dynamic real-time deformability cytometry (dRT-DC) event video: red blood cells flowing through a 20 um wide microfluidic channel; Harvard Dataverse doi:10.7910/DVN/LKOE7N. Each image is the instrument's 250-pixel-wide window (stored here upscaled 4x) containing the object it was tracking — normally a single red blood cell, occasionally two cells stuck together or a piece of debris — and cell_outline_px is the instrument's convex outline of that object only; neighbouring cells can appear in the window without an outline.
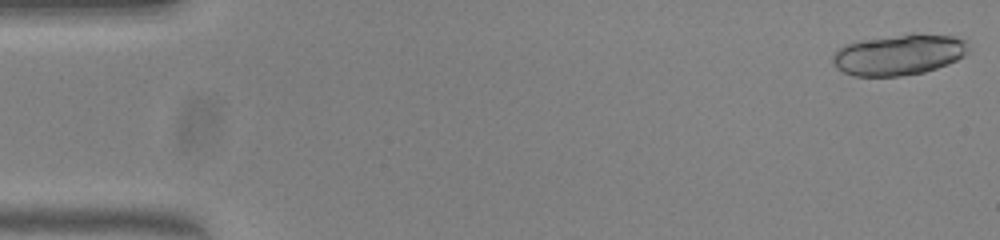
{"species": "common noctule bat (a hibernating species)", "species_latin": "Nyctalus noctula", "temperature_condition": "warm", "stored_images_in_passage": 37, "camera_frame_rate_fps": 3000, "um_per_image_px": 0.085, "animal": {"sex": "female", "body_mass_g": 23.0, "forearm_length_mm": 53.4}, "frame": {"image": 1, "passage_image": 1, "time_ms": 0.0, "image_size_px": [1000, 240], "cell_outline_px": [[968, 52], [964, 56], [948, 64], [924, 72], [900, 76], [852, 76], [836, 68], [832, 64], [832, 56], [844, 44], [860, 40], [912, 32], [916, 32], [952, 36], [964, 40], [968, 44]], "centroid_in_image_um": [76.39, 4.63], "position_along_channel_um": 8.6, "area_um2": 32.71}}